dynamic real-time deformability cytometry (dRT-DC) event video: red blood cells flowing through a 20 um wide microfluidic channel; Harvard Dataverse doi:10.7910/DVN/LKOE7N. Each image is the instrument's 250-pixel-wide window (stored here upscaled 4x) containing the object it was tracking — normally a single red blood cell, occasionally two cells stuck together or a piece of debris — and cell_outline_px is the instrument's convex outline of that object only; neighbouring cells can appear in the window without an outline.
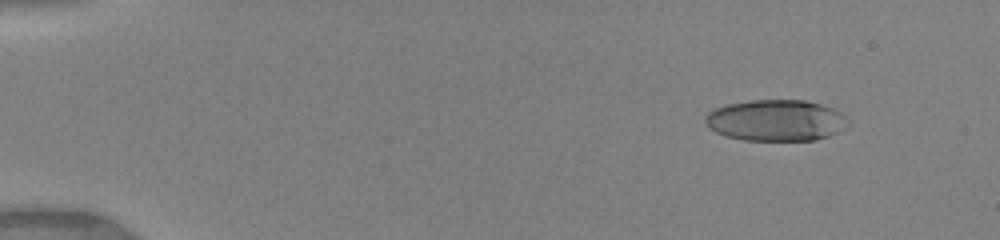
{"species": "human", "species_latin": "Homo sapiens", "temperature_condition": "warm", "stored_images_in_passage": 50, "camera_frame_rate_fps": 3000, "um_per_image_px": 0.085, "donor": {"sex": "female"}, "frame": {"image": 1, "passage_image": 6, "time_ms": 1.667, "image_size_px": [1000, 240], "cell_outline_px": [[848, 120], [836, 132], [828, 136], [816, 140], [744, 140], [724, 136], [708, 128], [704, 120], [704, 116], [708, 112], [716, 108], [728, 104], [748, 100], [804, 100], [820, 104], [832, 108], [840, 112]], "centroid_in_image_um": [65.87, 10.23], "position_along_channel_um": 19.1, "area_um2": 34.16}}
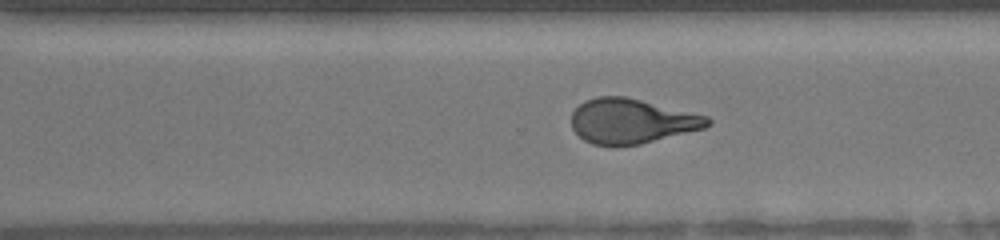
{"frame": {"image": 2, "passage_image": 36, "time_ms": 11.667, "image_size_px": [1000, 240], "cell_outline_px": [[712, 124], [704, 128], [640, 144], [612, 148], [592, 144], [584, 140], [572, 128], [572, 112], [584, 100], [600, 96], [624, 96], [708, 116], [712, 120]], "centroid_in_image_um": [53.66, 10.32], "position_along_channel_um": 316.9, "area_um2": 35.72}}
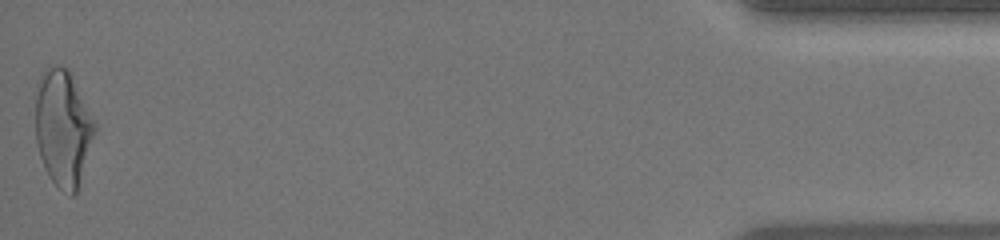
{"frame": {"image": 3, "passage_image": 50, "time_ms": 16.333, "image_size_px": [1000, 240], "cell_outline_px": [[96, 132], [76, 192], [72, 196], [60, 188], [48, 176], [44, 168], [40, 156], [36, 140], [36, 96], [40, 76], [44, 68], [48, 64], [60, 64], [68, 68], [72, 72], [96, 120]], "centroid_in_image_um": [5.38, 10.78], "position_along_channel_um": 429.8, "area_um2": 40.86}, "authors_computed_cell_mechanics": {"area_um2": 36.2695, "velocity_mm_per_s": 4.1553, "shape_relaxation_time_tau1_ms": 6.138, "shape_relaxation_time_tau2_ms": 1.3411, "deformation_change_tau1": 0.2519, "deformation_change_tau2": 0.0971}}